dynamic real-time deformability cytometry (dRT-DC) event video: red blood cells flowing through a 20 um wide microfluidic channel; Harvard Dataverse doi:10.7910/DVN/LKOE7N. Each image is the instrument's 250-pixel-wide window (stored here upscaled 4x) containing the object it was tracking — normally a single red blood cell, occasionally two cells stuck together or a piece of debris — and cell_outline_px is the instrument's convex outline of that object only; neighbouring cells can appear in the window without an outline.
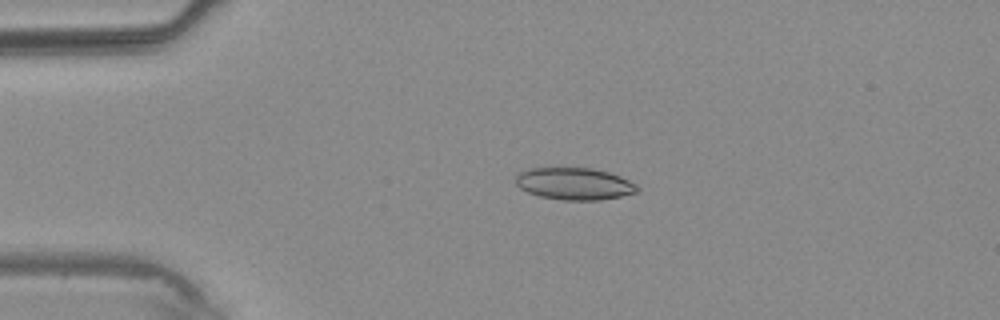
{"species": "common noctule bat (a hibernating species)", "species_latin": "Nyctalus noctula", "temperature_condition": "warm", "stored_images_in_passage": 2, "camera_frame_rate_fps": 3000, "um_per_image_px": 0.085, "animal": {"sex": "male", "body_mass_g": 20.4}, "frame": {"image": 1, "passage_image": 2, "time_ms": 1.667, "image_size_px": [1000, 320], "cell_outline_px": [[640, 188], [636, 192], [620, 196], [600, 200], [564, 200], [540, 196], [528, 192], [520, 188], [516, 184], [516, 176], [520, 172], [528, 168], [592, 168], [608, 172], [620, 176], [636, 184]], "centroid_in_image_um": [48.82, 15.61], "position_along_channel_um": 36.2, "area_um2": 22.6}}